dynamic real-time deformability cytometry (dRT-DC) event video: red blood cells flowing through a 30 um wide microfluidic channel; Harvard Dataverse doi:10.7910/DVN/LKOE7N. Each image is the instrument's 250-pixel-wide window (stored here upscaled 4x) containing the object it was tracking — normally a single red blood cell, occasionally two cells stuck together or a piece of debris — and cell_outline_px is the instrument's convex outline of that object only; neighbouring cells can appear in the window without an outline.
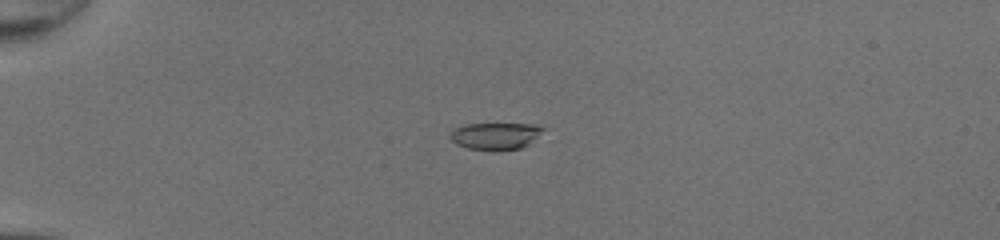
{"species": "common noctule bat (a hibernating species)", "species_latin": "Nyctalus noctula", "temperature_condition": "room temperature", "stored_images_in_passage": 37, "camera_frame_rate_fps": 3000, "um_per_image_px": 0.085, "animal": {"sex": "female", "body_mass_g": 20.0, "forearm_length_mm": 54.0}, "frame": {"image": 1, "passage_image": 1, "time_ms": 0.0, "image_size_px": [1000, 240], "cell_outline_px": [[548, 128], [528, 144], [520, 148], [492, 152], [468, 148], [456, 144], [448, 136], [448, 132], [456, 128], [468, 124], [536, 124]], "centroid_in_image_um": [42.12, 11.57], "position_along_channel_um": 42.9, "area_um2": 14.91}}
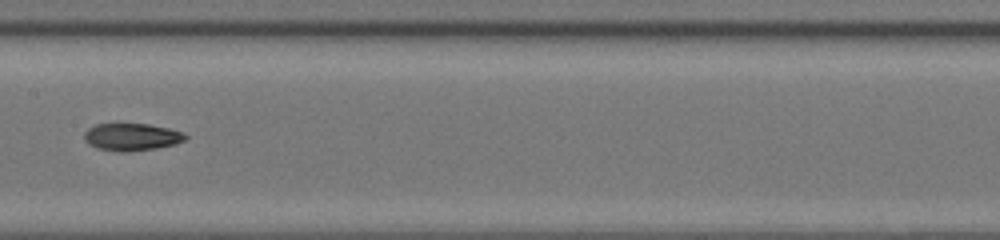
{"frame": {"image": 2, "passage_image": 15, "time_ms": 4.667, "image_size_px": [1000, 240], "cell_outline_px": [[188, 136], [184, 140], [176, 144], [156, 148], [128, 152], [120, 152], [96, 148], [88, 144], [84, 140], [84, 132], [88, 128], [96, 124], [116, 120], [148, 124], [168, 128], [180, 132]], "centroid_in_image_um": [11.11, 11.59], "position_along_channel_um": 196.3, "area_um2": 16.88}}
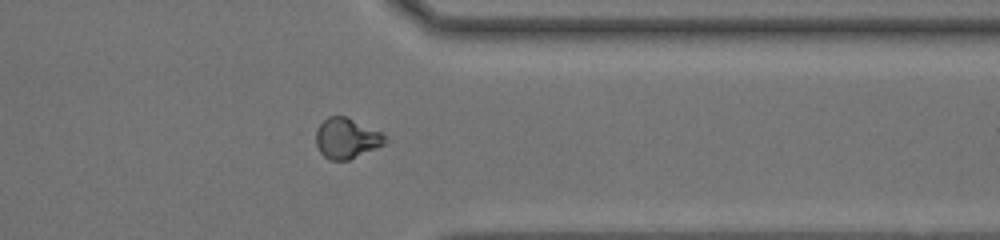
{"frame": {"image": 3, "passage_image": 28, "time_ms": 9.0, "image_size_px": [1000, 240], "cell_outline_px": [[392, 140], [384, 144], [348, 160], [328, 160], [320, 152], [316, 144], [316, 128], [328, 116], [344, 116], [380, 132]], "centroid_in_image_um": [29.45, 11.76], "position_along_channel_um": 381.9, "area_um2": 16.13}, "authors_computed_cell_mechanics": {"area_um2": 16.2418, "velocity_mm_per_s": 4.3347, "shape_relaxation_time_tau1_ms": 4.3119, "shape_relaxation_time_tau2_ms": 2.486, "deformation_change_tau1": 0.1391, "deformation_change_tau2": 0.0887}}